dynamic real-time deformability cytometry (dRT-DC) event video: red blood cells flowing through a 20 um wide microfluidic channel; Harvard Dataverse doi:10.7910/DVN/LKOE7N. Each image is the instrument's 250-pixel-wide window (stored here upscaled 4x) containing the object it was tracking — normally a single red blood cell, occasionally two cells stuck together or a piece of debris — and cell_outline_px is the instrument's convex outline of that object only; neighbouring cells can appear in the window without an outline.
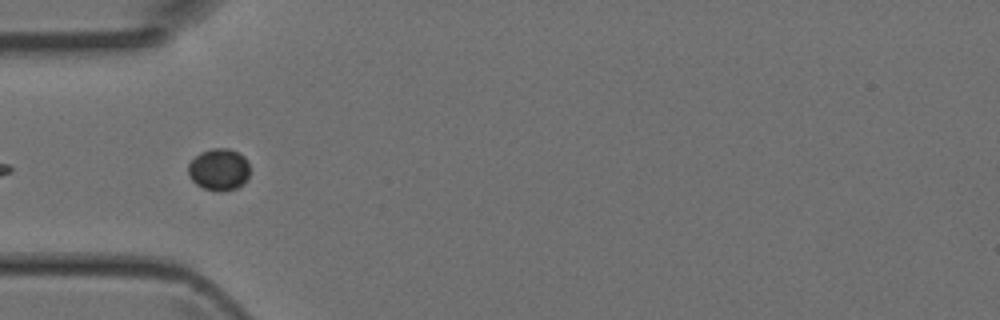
{"species": "Egyptian fruit bat (a non-hibernating species)", "species_latin": "Rousettus aegyptiacus", "temperature_condition": "room temperature", "stored_images_in_passage": 5, "camera_frame_rate_fps": 3000, "um_per_image_px": 0.085, "animal": {"sex": "female"}, "frame": {"image": 1, "passage_image": 4, "time_ms": 1.0, "image_size_px": [1000, 320], "cell_outline_px": [[248, 176], [236, 188], [220, 192], [204, 188], [196, 184], [188, 176], [188, 164], [200, 152], [212, 148], [228, 148], [244, 156], [248, 160]], "centroid_in_image_um": [18.58, 14.4], "position_along_channel_um": 66.4, "area_um2": 14.91}}
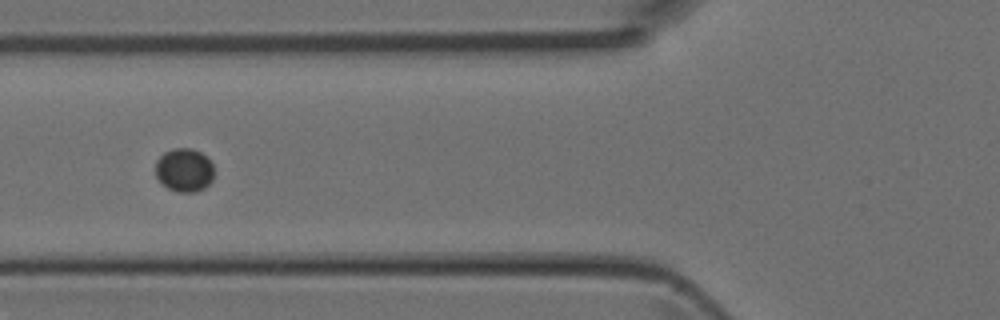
{"frame": {"image": 2, "passage_image": 5, "time_ms": 1.333, "image_size_px": [1000, 320], "cell_outline_px": [[212, 180], [204, 188], [196, 192], [176, 192], [160, 184], [156, 176], [156, 160], [164, 152], [176, 148], [192, 148], [200, 152], [212, 164]], "centroid_in_image_um": [15.62, 14.47], "position_along_channel_um": 110.2, "area_um2": 14.8}}